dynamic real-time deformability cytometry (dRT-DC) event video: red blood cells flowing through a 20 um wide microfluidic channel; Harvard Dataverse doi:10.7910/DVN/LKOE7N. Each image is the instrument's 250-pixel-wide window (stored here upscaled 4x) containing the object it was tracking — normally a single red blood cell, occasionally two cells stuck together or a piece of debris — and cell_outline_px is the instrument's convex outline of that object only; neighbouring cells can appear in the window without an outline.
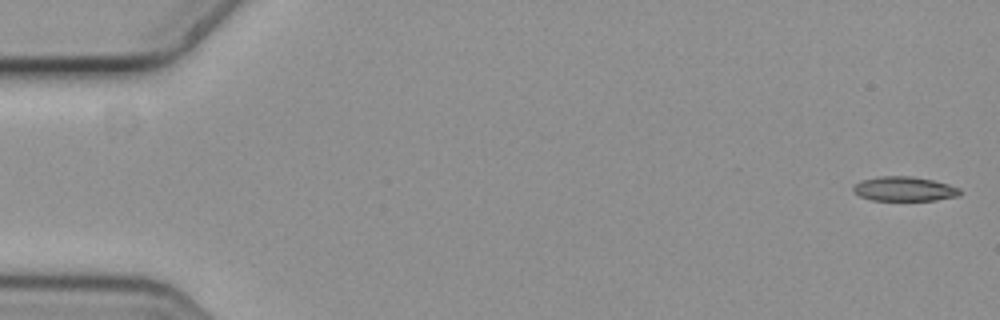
{"species": "common noctule bat (a hibernating species)", "species_latin": "Nyctalus noctula", "temperature_condition": "cold", "stored_images_in_passage": 6, "camera_frame_rate_fps": 3000, "um_per_image_px": 0.085, "animal": {"sex": "female", "body_mass_g": 19.3, "forearm_length_mm": 54.1}, "frame": {"image": 1, "passage_image": 1, "time_ms": 0.0, "image_size_px": [1000, 320], "cell_outline_px": [[960, 196], [936, 200], [872, 200], [860, 196], [852, 188], [860, 180], [880, 176], [912, 176], [932, 180], [948, 184], [960, 188]], "centroid_in_image_um": [76.89, 16.05], "position_along_channel_um": 8.1, "area_um2": 15.14}}